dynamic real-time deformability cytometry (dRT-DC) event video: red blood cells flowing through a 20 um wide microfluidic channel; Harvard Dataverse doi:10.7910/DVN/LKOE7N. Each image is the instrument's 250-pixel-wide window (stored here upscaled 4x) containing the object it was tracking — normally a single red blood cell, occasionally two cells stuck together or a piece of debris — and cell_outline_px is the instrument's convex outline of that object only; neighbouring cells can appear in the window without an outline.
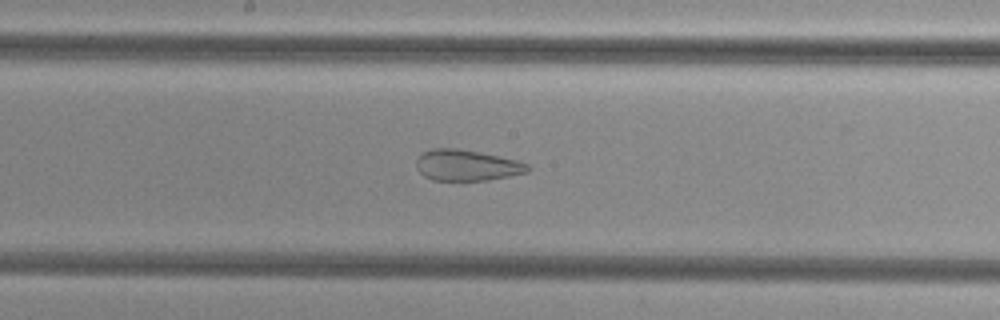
{"species": "common noctule bat (a hibernating species)", "species_latin": "Nyctalus noctula", "temperature_condition": "cold", "stored_images_in_passage": 51, "camera_frame_rate_fps": 3000, "um_per_image_px": 0.085, "animal": {"sex": "female", "body_mass_g": 29.2, "forearm_length_mm": 56.3}, "frame": {"image": 1, "passage_image": 27, "time_ms": 8.667, "image_size_px": [1000, 320], "cell_outline_px": [[532, 168], [528, 172], [488, 180], [432, 180], [424, 176], [416, 168], [416, 160], [424, 152], [432, 148], [456, 148], [480, 152], [516, 160], [528, 164]], "centroid_in_image_um": [39.68, 14.05], "position_along_channel_um": 208.5, "area_um2": 20.06}}
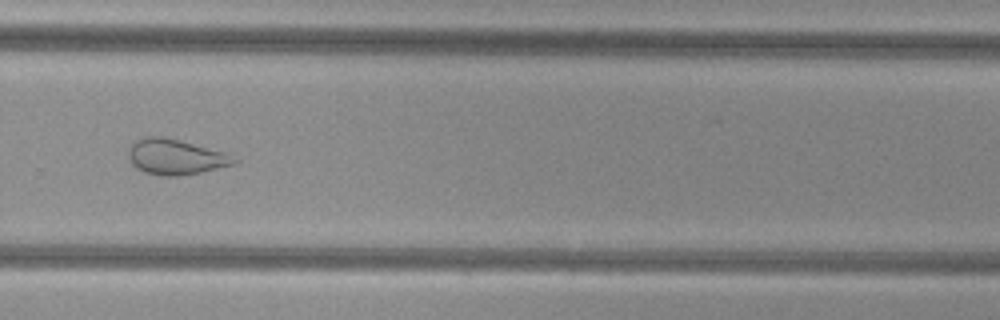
{"frame": {"image": 2, "passage_image": 35, "time_ms": 11.333, "image_size_px": [1000, 320], "cell_outline_px": [[240, 160], [236, 164], [200, 172], [176, 176], [160, 176], [144, 172], [136, 168], [132, 164], [128, 156], [128, 148], [136, 140], [148, 136], [164, 136], [228, 152]], "centroid_in_image_um": [14.96, 13.33], "position_along_channel_um": 314.8, "area_um2": 22.14}}
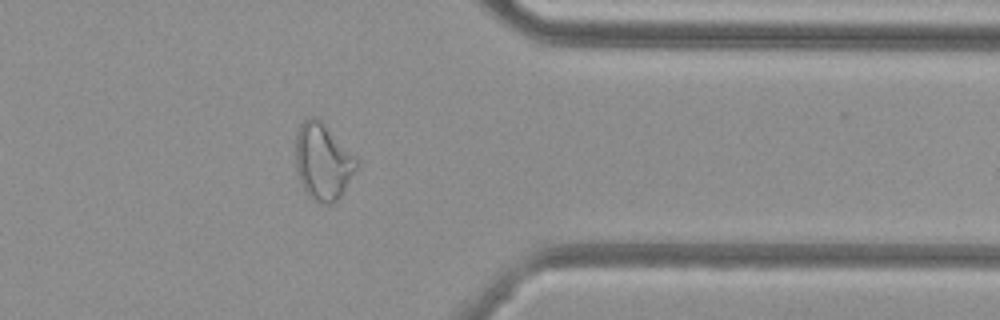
{"frame": {"image": 3, "passage_image": 41, "time_ms": 13.333, "image_size_px": [1000, 320], "cell_outline_px": [[360, 160], [356, 168], [340, 196], [332, 204], [324, 204], [308, 196], [300, 180], [296, 168], [296, 136], [300, 124], [308, 116], [316, 116]], "centroid_in_image_um": [27.44, 13.71], "position_along_channel_um": 384.0, "area_um2": 26.88}}